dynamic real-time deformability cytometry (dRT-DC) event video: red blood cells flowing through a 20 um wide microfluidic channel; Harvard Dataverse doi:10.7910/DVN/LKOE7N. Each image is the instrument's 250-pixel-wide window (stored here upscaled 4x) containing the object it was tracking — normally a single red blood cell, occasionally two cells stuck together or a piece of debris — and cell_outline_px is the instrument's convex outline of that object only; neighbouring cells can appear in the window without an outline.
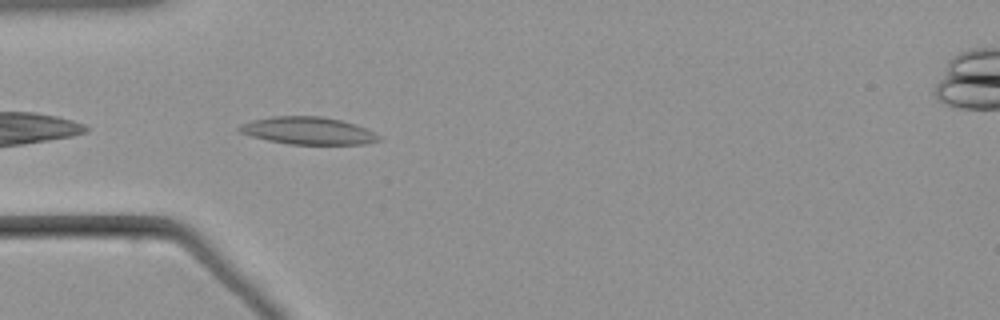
{"species": "common noctule bat (a hibernating species)", "species_latin": "Nyctalus noctula", "temperature_condition": "warm", "stored_images_in_passage": 5, "camera_frame_rate_fps": 3000, "um_per_image_px": 0.085, "animal": {"sex": "male", "body_mass_g": 21.5, "forearm_length_mm": 52.0}, "frame": {"image": 1, "passage_image": 2, "time_ms": 0.333, "image_size_px": [1000, 320], "cell_outline_px": [[380, 140], [364, 144], [288, 144], [268, 140], [252, 136], [240, 132], [236, 128], [240, 124], [252, 120], [272, 116], [320, 116], [340, 120], [356, 124], [368, 128], [380, 136]], "centroid_in_image_um": [26.19, 11.1], "position_along_channel_um": 58.8, "area_um2": 22.31}}